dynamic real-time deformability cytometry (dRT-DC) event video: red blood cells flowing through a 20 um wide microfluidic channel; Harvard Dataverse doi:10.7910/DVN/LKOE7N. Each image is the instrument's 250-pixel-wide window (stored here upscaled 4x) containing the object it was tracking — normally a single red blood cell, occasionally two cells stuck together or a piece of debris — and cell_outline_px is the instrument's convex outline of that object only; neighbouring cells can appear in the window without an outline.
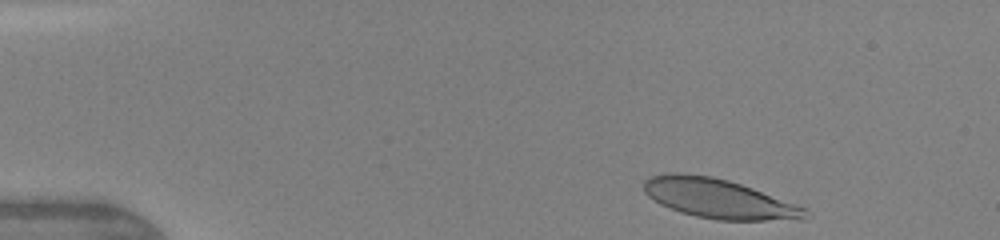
{"species": "human", "species_latin": "Homo sapiens", "temperature_condition": "warm", "stored_images_in_passage": 4, "camera_frame_rate_fps": 3000, "um_per_image_px": 0.085, "donor": {"sex": "female"}, "frame": {"image": 1, "passage_image": 1, "time_ms": 0.0, "image_size_px": [1000, 240], "cell_outline_px": [[812, 216], [804, 220], [716, 220], [696, 216], [680, 212], [660, 204], [648, 196], [644, 192], [644, 180], [648, 176], [668, 172], [680, 172], [712, 176], [728, 180], [752, 188], [808, 208]], "centroid_in_image_um": [61.12, 16.88], "position_along_channel_um": 23.9, "area_um2": 37.57}}